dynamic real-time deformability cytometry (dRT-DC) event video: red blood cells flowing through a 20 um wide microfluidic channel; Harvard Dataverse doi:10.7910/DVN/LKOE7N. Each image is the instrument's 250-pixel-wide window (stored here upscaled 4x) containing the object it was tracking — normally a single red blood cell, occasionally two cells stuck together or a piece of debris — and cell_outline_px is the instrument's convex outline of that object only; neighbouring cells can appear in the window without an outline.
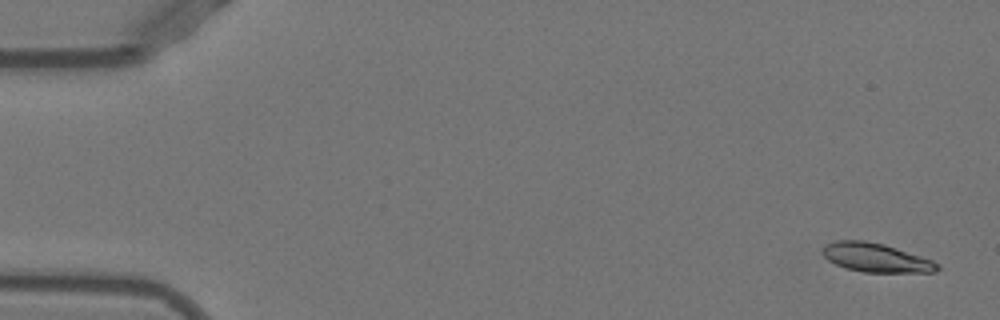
{"species": "Egyptian fruit bat (a non-hibernating species)", "species_latin": "Rousettus aegyptiacus", "temperature_condition": "warm", "stored_images_in_passage": 52, "camera_frame_rate_fps": 3000, "um_per_image_px": 0.085, "animal": {"sex": "female"}, "frame": {"image": 1, "passage_image": 2, "time_ms": 0.333, "image_size_px": [1000, 320], "cell_outline_px": [[940, 268], [936, 272], [864, 272], [844, 268], [828, 260], [820, 252], [824, 244], [836, 240], [864, 240], [884, 244], [932, 260], [940, 264]], "centroid_in_image_um": [74.42, 21.89], "position_along_channel_um": 10.6, "area_um2": 19.42}}
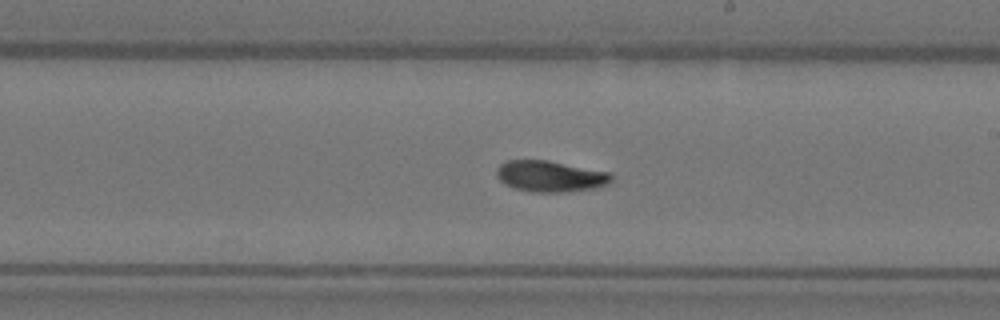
{"frame": {"image": 2, "passage_image": 30, "time_ms": 9.667, "image_size_px": [1000, 320], "cell_outline_px": [[612, 180], [608, 184], [600, 188], [564, 192], [532, 192], [516, 188], [504, 184], [496, 176], [496, 168], [504, 160], [548, 160], [612, 172]], "centroid_in_image_um": [46.8, 14.98], "position_along_channel_um": 242.2, "area_um2": 21.21}}
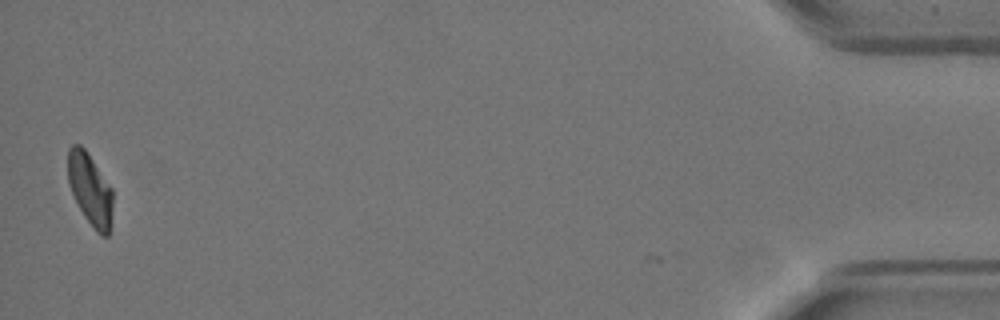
{"frame": {"image": 3, "passage_image": 51, "time_ms": 16.667, "image_size_px": [1000, 320], "cell_outline_px": [[112, 208], [108, 236], [100, 236], [96, 232], [84, 216], [68, 184], [68, 148], [72, 144], [80, 144], [84, 148], [112, 188]], "centroid_in_image_um": [7.65, 16.09], "position_along_channel_um": 427.6, "area_um2": 18.61}, "authors_computed_cell_mechanics": {"area_um2": 20.0855, "velocity_mm_per_s": 3.9248, "shape_relaxation_time_tau1_ms": 4.886, "shape_relaxation_time_tau2_ms": 2.6305, "deformation_change_tau1": 0.1917, "deformation_change_tau2": 0.0569}}